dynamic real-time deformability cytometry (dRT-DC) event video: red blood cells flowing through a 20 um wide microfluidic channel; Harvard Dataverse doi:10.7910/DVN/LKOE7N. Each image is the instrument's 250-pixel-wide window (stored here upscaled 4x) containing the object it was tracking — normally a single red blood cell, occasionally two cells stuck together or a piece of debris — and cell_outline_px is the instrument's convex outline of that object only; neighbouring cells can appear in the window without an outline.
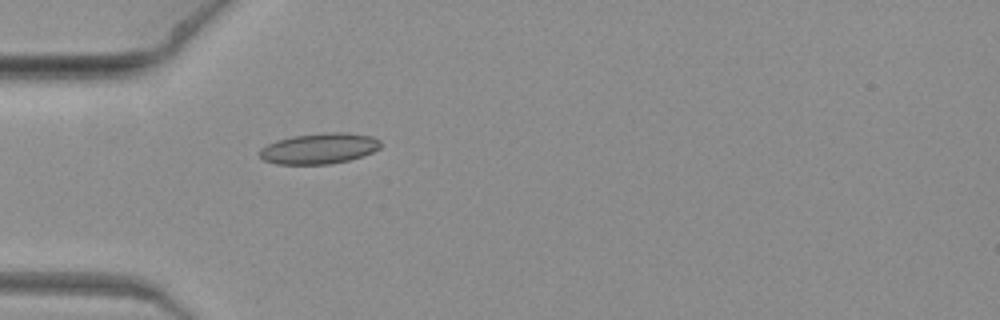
{"species": "common noctule bat (a hibernating species)", "species_latin": "Nyctalus noctula", "temperature_condition": "warm", "stored_images_in_passage": 1, "camera_frame_rate_fps": 3000, "um_per_image_px": 0.085, "animal": {"sex": "female", "body_mass_g": 19.3, "forearm_length_mm": 54.1}, "frame": {"image": 1, "passage_image": 1, "time_ms": 0.0, "image_size_px": [1000, 320], "cell_outline_px": [[380, 148], [372, 152], [348, 160], [328, 164], [276, 164], [264, 160], [256, 152], [260, 148], [276, 140], [292, 136], [324, 132], [348, 132], [372, 136], [380, 140]], "centroid_in_image_um": [27.1, 12.61], "position_along_channel_um": 57.9, "area_um2": 21.79}}